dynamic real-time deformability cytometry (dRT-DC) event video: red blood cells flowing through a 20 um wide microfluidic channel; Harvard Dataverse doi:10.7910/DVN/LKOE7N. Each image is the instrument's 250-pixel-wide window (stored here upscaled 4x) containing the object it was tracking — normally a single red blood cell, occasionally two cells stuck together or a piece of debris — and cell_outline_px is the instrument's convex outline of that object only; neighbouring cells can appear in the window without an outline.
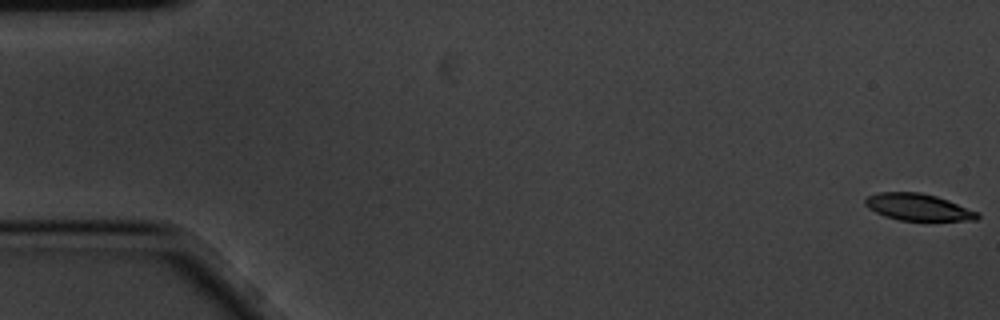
{"species": "common noctule bat (a hibernating species)", "species_latin": "Nyctalus noctula", "temperature_condition": "cold", "stored_images_in_passage": 6, "camera_frame_rate_fps": 3000, "um_per_image_px": 0.085, "animal": {"sex": "male", "body_mass_g": 20.1, "forearm_length_mm": 53.5}, "frame": {"image": 1, "passage_image": 1, "time_ms": 0.0, "image_size_px": [1000, 320], "cell_outline_px": [[980, 216], [976, 220], [900, 220], [884, 216], [868, 208], [864, 204], [864, 200], [868, 196], [880, 192], [920, 192], [936, 196], [948, 200], [980, 212]], "centroid_in_image_um": [78.05, 17.6], "position_along_channel_um": 7.0, "area_um2": 17.51}}
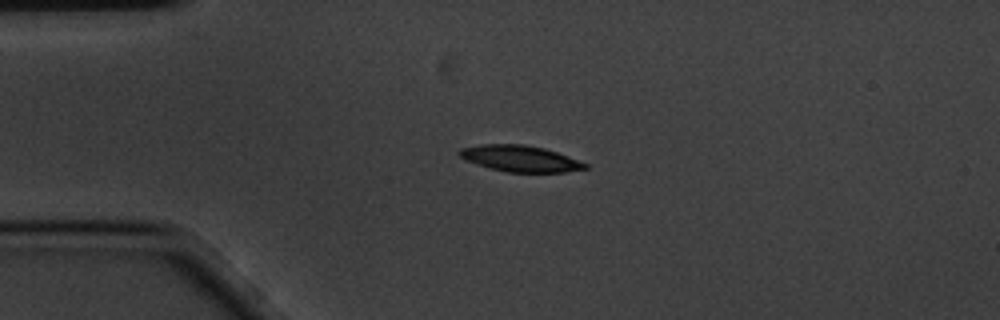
{"frame": {"image": 2, "passage_image": 4, "time_ms": 1.0, "image_size_px": [1000, 320], "cell_outline_px": [[588, 168], [564, 172], [508, 172], [492, 168], [468, 160], [460, 156], [456, 152], [460, 148], [480, 144], [524, 144], [544, 148], [568, 156], [588, 164]], "centroid_in_image_um": [44.23, 13.46], "position_along_channel_um": 40.8, "area_um2": 18.96}}
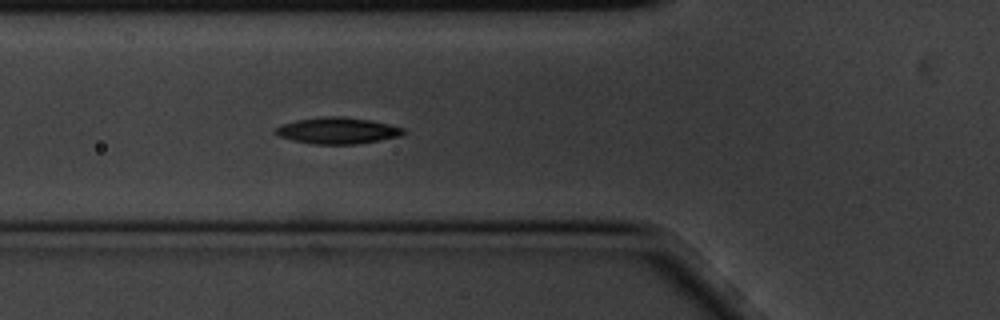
{"frame": {"image": 3, "passage_image": 6, "time_ms": 1.667, "image_size_px": [1000, 320], "cell_outline_px": [[408, 132], [400, 136], [380, 140], [356, 144], [316, 144], [292, 140], [280, 136], [272, 132], [276, 128], [284, 124], [296, 120], [320, 116], [344, 116], [368, 120], [388, 124], [404, 128]], "centroid_in_image_um": [28.7, 11.1], "position_along_channel_um": 97.1, "area_um2": 19.65}}